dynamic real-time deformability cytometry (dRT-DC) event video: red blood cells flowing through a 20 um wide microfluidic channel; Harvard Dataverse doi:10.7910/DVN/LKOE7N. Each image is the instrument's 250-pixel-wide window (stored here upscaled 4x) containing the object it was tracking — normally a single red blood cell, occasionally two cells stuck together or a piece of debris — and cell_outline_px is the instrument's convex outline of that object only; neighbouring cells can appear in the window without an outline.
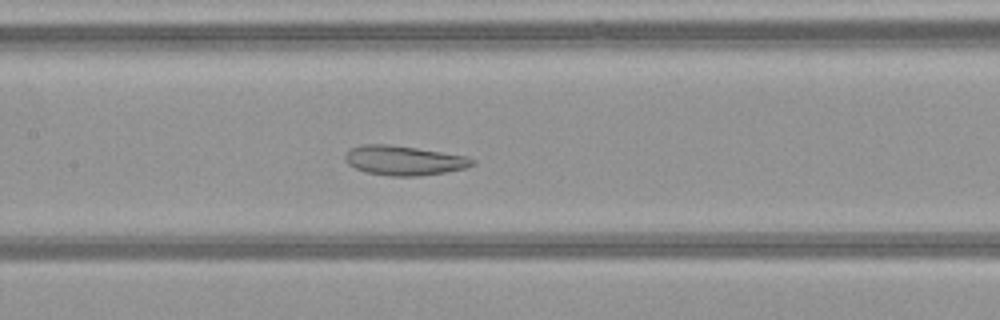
{"species": "common noctule bat (a hibernating species)", "species_latin": "Nyctalus noctula", "temperature_condition": "warm", "stored_images_in_passage": 53, "camera_frame_rate_fps": 3000, "um_per_image_px": 0.085, "animal": {"sex": "female", "body_mass_g": 21.9}, "frame": {"image": 1, "passage_image": 26, "time_ms": 8.333, "image_size_px": [1000, 320], "cell_outline_px": [[476, 164], [464, 168], [444, 172], [420, 176], [392, 176], [364, 172], [348, 164], [344, 160], [344, 156], [352, 148], [360, 144], [392, 144], [468, 156], [476, 160]], "centroid_in_image_um": [34.34, 13.63], "position_along_channel_um": 173.1, "area_um2": 22.02}}
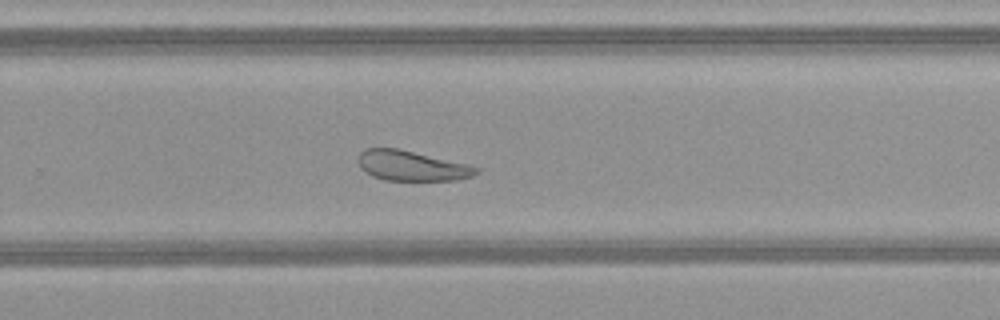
{"frame": {"image": 2, "passage_image": 35, "time_ms": 11.333, "image_size_px": [1000, 320], "cell_outline_px": [[480, 172], [472, 176], [456, 180], [384, 180], [372, 176], [364, 172], [360, 168], [360, 152], [364, 148], [396, 148], [468, 164], [480, 168]], "centroid_in_image_um": [35.0, 14.1], "position_along_channel_um": 294.8, "area_um2": 20.58}}
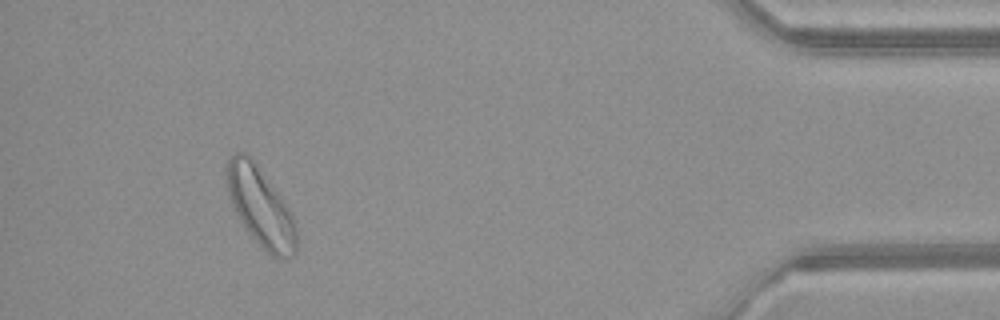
{"frame": {"image": 3, "passage_image": 48, "time_ms": 15.667, "image_size_px": [1000, 320], "cell_outline_px": [[296, 256], [284, 260], [272, 256], [248, 232], [240, 220], [228, 196], [224, 172], [228, 160], [236, 152], [248, 152], [280, 196], [288, 208], [292, 216], [296, 228]], "centroid_in_image_um": [22.12, 17.57], "position_along_channel_um": 413.1, "area_um2": 32.02}, "authors_computed_cell_mechanics": {"area_um2": 29.189, "velocity_mm_per_s": 4.0811, "shape_relaxation_time_tau1_ms": null, "shape_relaxation_time_tau2_ms": 2.6299, "deformation_change_tau1": null, "deformation_change_tau2": 0.1117}}